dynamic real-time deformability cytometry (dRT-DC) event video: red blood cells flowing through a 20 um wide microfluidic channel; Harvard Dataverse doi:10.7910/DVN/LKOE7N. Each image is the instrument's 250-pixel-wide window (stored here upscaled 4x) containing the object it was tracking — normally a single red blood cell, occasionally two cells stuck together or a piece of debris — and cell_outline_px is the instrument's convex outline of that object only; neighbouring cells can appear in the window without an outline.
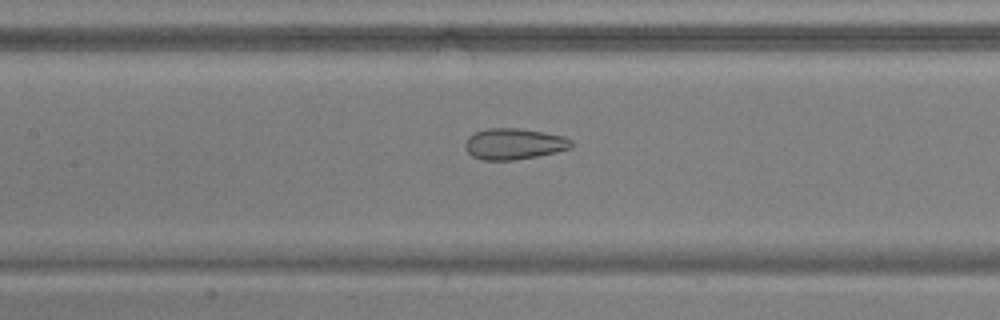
{"species": "common noctule bat (a hibernating species)", "species_latin": "Nyctalus noctula", "temperature_condition": "warm", "stored_images_in_passage": 42, "camera_frame_rate_fps": 3000, "um_per_image_px": 0.085, "animal": {"sex": "male", "body_mass_g": 17.9, "forearm_length_mm": 54.2}, "frame": {"image": 1, "passage_image": 14, "time_ms": 4.333, "image_size_px": [1000, 320], "cell_outline_px": [[572, 148], [556, 152], [536, 156], [512, 160], [484, 160], [472, 156], [464, 148], [464, 144], [468, 136], [476, 132], [488, 128], [520, 128], [544, 132], [564, 136], [572, 140]], "centroid_in_image_um": [43.68, 12.22], "position_along_channel_um": 163.7, "area_um2": 19.31}}
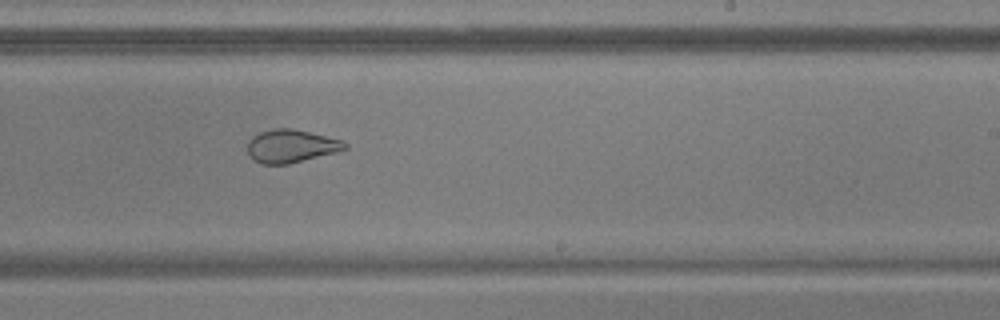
{"frame": {"image": 2, "passage_image": 22, "time_ms": 7.0, "image_size_px": [1000, 320], "cell_outline_px": [[348, 148], [340, 152], [288, 164], [260, 164], [252, 160], [248, 156], [248, 140], [252, 136], [260, 132], [272, 128], [292, 128], [340, 140], [348, 144]], "centroid_in_image_um": [24.72, 12.43], "position_along_channel_um": 264.3, "area_um2": 18.96}}
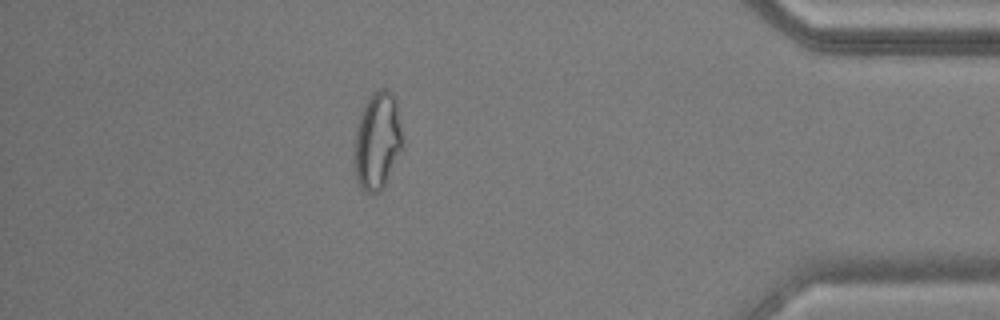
{"frame": {"image": 3, "passage_image": 36, "time_ms": 11.667, "image_size_px": [1000, 320], "cell_outline_px": [[404, 148], [380, 192], [368, 192], [356, 180], [356, 128], [364, 104], [372, 92], [380, 88], [384, 88], [392, 92], [396, 100]], "centroid_in_image_um": [32.12, 11.92], "position_along_channel_um": 403.1, "area_um2": 26.99}, "authors_computed_cell_mechanics": {"area_um2": 21.964, "velocity_mm_per_s": 3.7842, "shape_relaxation_time_tau1_ms": null, "shape_relaxation_time_tau2_ms": 1.1204, "deformation_change_tau1": null, "deformation_change_tau2": 0.0792}}